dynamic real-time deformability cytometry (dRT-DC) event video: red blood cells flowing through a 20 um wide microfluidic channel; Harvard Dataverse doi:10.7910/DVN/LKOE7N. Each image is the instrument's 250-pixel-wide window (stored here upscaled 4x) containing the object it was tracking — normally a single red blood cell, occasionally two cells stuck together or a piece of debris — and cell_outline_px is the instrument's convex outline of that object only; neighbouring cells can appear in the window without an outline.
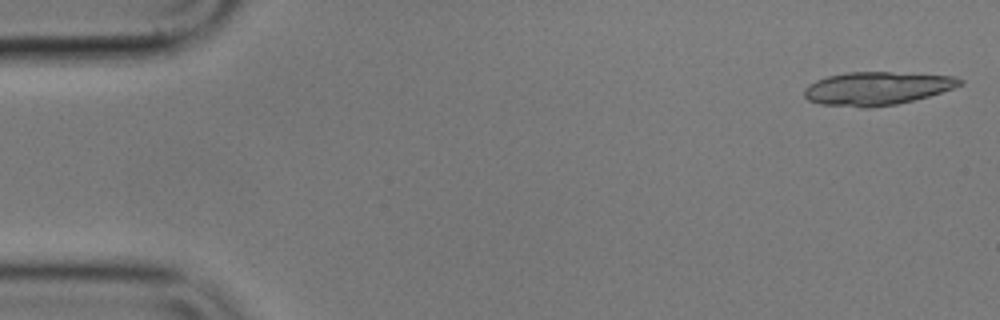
{"species": "common noctule bat (a hibernating species)", "species_latin": "Nyctalus noctula", "temperature_condition": "cold", "stored_images_in_passage": 17, "camera_frame_rate_fps": 3000, "um_per_image_px": 0.085, "animal": {"sex": "male", "body_mass_g": 17.9}, "frame": {"image": 1, "passage_image": 1, "time_ms": 0.0, "image_size_px": [1000, 320], "cell_outline_px": [[964, 84], [928, 96], [896, 104], [868, 108], [860, 108], [820, 104], [808, 100], [804, 96], [804, 88], [808, 84], [816, 80], [828, 76], [844, 72], [892, 72], [956, 76], [964, 80]], "centroid_in_image_um": [74.51, 7.51], "position_along_channel_um": 10.5, "area_um2": 30.29}}